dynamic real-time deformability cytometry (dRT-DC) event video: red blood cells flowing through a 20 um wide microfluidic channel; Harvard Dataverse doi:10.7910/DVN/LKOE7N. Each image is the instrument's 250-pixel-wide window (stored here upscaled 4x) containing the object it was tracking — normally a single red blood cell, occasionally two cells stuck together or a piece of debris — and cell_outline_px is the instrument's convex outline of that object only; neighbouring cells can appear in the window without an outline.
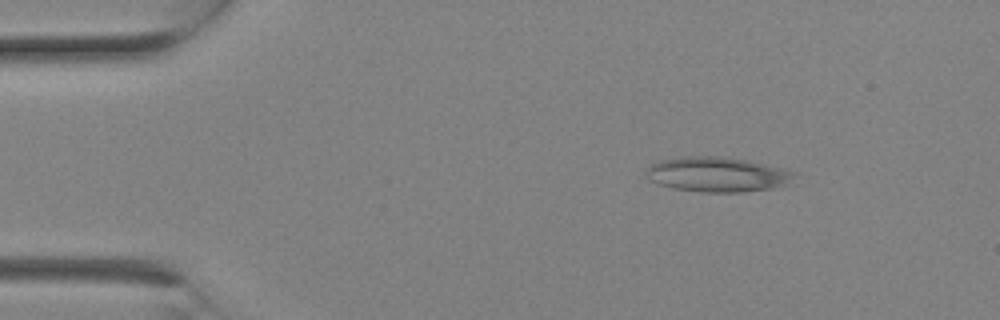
{"species": "Egyptian fruit bat (a non-hibernating species)", "species_latin": "Rousettus aegyptiacus", "temperature_condition": "room temperature", "stored_images_in_passage": 2, "camera_frame_rate_fps": 3000, "um_per_image_px": 0.085, "animal": {"sex": "female"}, "frame": {"image": 1, "passage_image": 1, "time_ms": 0.0, "image_size_px": [1000, 320], "cell_outline_px": [[796, 176], [784, 184], [772, 188], [744, 192], [704, 192], [672, 188], [648, 180], [644, 172], [652, 164], [660, 160], [680, 156], [728, 156], [764, 164], [796, 172]], "centroid_in_image_um": [60.92, 14.81], "position_along_channel_um": 24.1, "area_um2": 30.11}}